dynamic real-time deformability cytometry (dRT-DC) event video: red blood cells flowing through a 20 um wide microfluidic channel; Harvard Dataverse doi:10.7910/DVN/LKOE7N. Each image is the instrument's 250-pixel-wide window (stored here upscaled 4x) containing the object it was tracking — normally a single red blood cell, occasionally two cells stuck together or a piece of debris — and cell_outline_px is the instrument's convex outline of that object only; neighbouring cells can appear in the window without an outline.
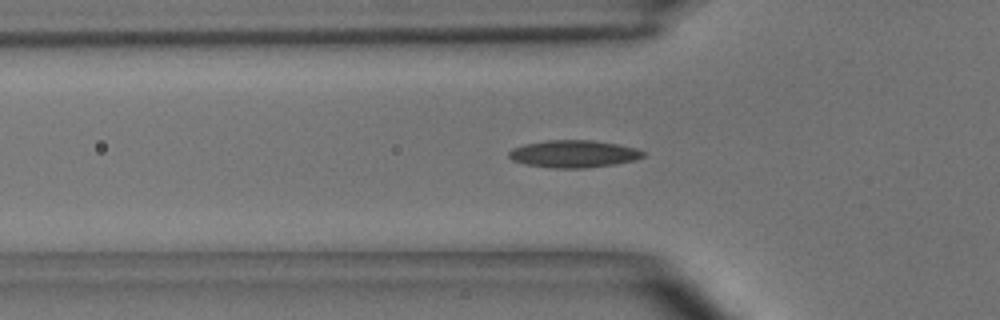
{"species": "common noctule bat (a hibernating species)", "species_latin": "Nyctalus noctula", "temperature_condition": "room temperature", "stored_images_in_passage": 52, "camera_frame_rate_fps": 3000, "um_per_image_px": 0.085, "animal": {"sex": "male", "body_mass_g": 15.6}, "frame": {"image": 1, "passage_image": 17, "time_ms": 5.333, "image_size_px": [1000, 320], "cell_outline_px": [[644, 156], [636, 160], [616, 164], [584, 168], [548, 168], [528, 164], [512, 160], [508, 156], [508, 152], [512, 148], [524, 144], [548, 140], [592, 140], [616, 144], [636, 148], [644, 152]], "centroid_in_image_um": [48.75, 13.08], "position_along_channel_um": 77.0, "area_um2": 21.39}}
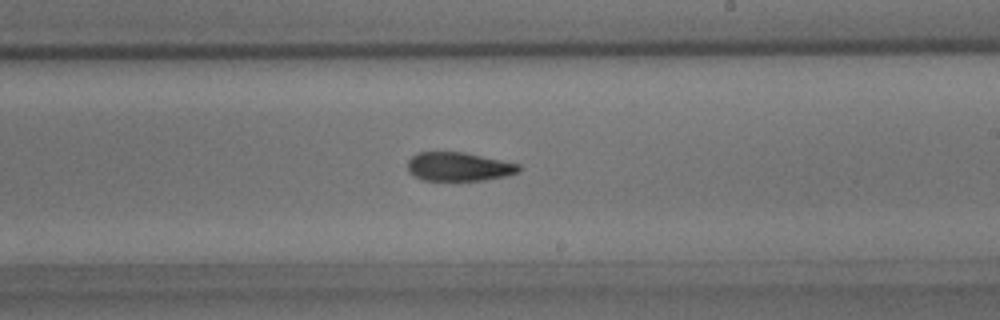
{"frame": {"image": 2, "passage_image": 31, "time_ms": 10.0, "image_size_px": [1000, 320], "cell_outline_px": [[520, 172], [504, 176], [480, 180], [424, 180], [408, 172], [408, 160], [412, 156], [420, 152], [464, 152], [520, 164]], "centroid_in_image_um": [38.99, 14.16], "position_along_channel_um": 250.0, "area_um2": 18.44}}
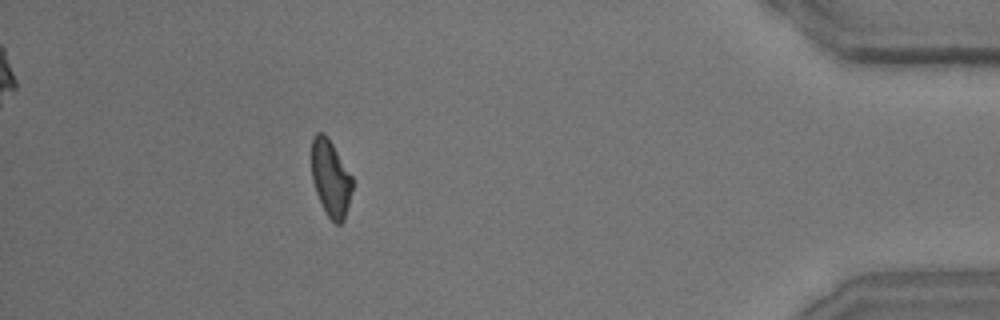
{"frame": {"image": 3, "passage_image": 48, "time_ms": 15.667, "image_size_px": [1000, 320], "cell_outline_px": [[352, 188], [344, 220], [340, 224], [336, 224], [328, 216], [316, 192], [312, 180], [312, 136], [316, 132], [324, 132], [328, 136], [352, 176]], "centroid_in_image_um": [28.1, 15.1], "position_along_channel_um": 407.1, "area_um2": 18.03}, "authors_computed_cell_mechanics": {"area_um2": 19.3341, "velocity_mm_per_s": 3.6812, "shape_relaxation_time_tau1_ms": 8.909, "shape_relaxation_time_tau2_ms": 3.3171, "deformation_change_tau1": 0.2024, "deformation_change_tau2": 0.1154}}